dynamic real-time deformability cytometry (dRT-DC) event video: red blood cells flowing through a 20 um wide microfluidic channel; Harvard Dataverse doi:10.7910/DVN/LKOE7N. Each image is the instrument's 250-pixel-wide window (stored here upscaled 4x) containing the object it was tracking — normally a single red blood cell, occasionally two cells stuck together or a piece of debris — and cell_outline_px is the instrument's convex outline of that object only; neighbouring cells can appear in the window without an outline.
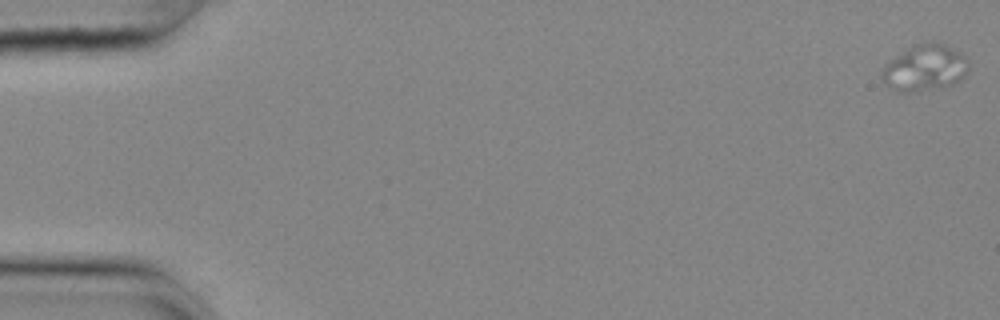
{"species": "common noctule bat (a hibernating species)", "species_latin": "Nyctalus noctula", "temperature_condition": "cold", "stored_images_in_passage": 13, "camera_frame_rate_fps": 3000, "um_per_image_px": 0.085, "animal": {"sex": "female", "body_mass_g": 25.1}, "frame": {"image": 1, "passage_image": 1, "time_ms": 0.0, "image_size_px": [1000, 320], "cell_outline_px": [[968, 72], [960, 80], [952, 84], [908, 92], [900, 92], [892, 88], [880, 76], [880, 72], [892, 60], [912, 44], [924, 40], [936, 40], [944, 44], [964, 56], [968, 64]], "centroid_in_image_um": [78.62, 5.72], "position_along_channel_um": 6.4, "area_um2": 23.0}}